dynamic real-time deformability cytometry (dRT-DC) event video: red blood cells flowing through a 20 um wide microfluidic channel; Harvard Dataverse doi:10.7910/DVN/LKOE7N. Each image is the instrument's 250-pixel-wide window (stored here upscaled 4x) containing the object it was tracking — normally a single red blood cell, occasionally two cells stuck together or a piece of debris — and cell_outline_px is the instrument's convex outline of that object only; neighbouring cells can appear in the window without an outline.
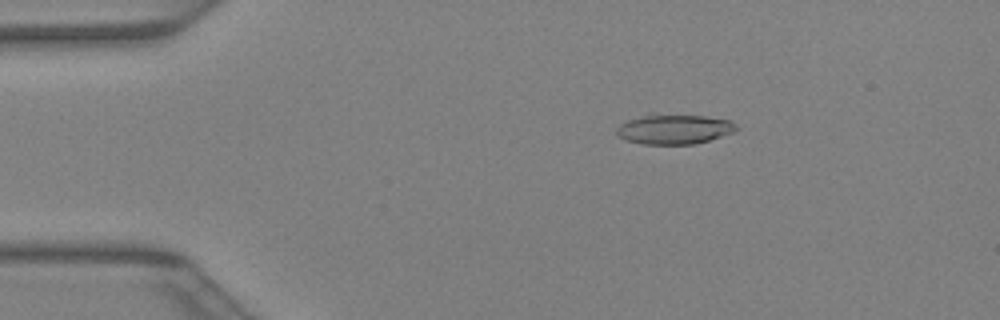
{"species": "Egyptian fruit bat (a non-hibernating species)", "species_latin": "Rousettus aegyptiacus", "temperature_condition": "warm", "stored_images_in_passage": 13, "camera_frame_rate_fps": 3000, "um_per_image_px": 0.085, "animal": {"sex": "female"}, "frame": {"image": 1, "passage_image": 3, "time_ms": 0.667, "image_size_px": [1000, 320], "cell_outline_px": [[736, 128], [732, 132], [708, 140], [692, 144], [644, 144], [628, 140], [620, 136], [616, 132], [616, 128], [620, 124], [628, 120], [648, 112], [704, 116], [728, 120], [736, 124]], "centroid_in_image_um": [57.24, 10.94], "position_along_channel_um": 27.8, "area_um2": 20.87}}
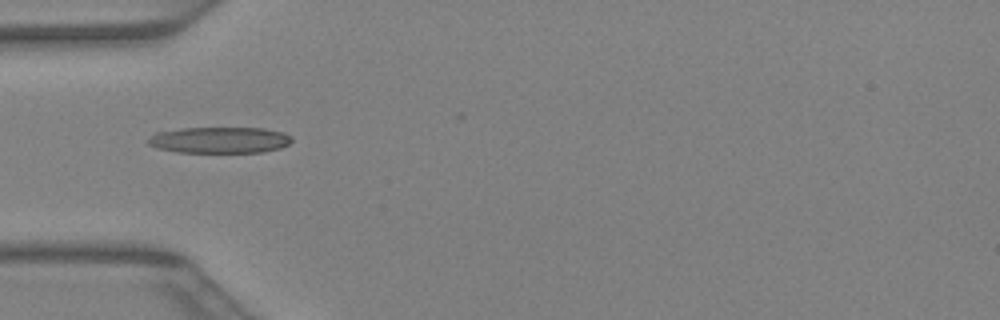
{"frame": {"image": 2, "passage_image": 9, "time_ms": 2.667, "image_size_px": [1000, 320], "cell_outline_px": [[292, 140], [288, 144], [280, 148], [260, 152], [176, 152], [156, 148], [148, 144], [144, 140], [156, 132], [180, 128], [264, 128], [284, 132], [292, 136]], "centroid_in_image_um": [18.63, 11.9], "position_along_channel_um": 66.4, "area_um2": 22.14}}
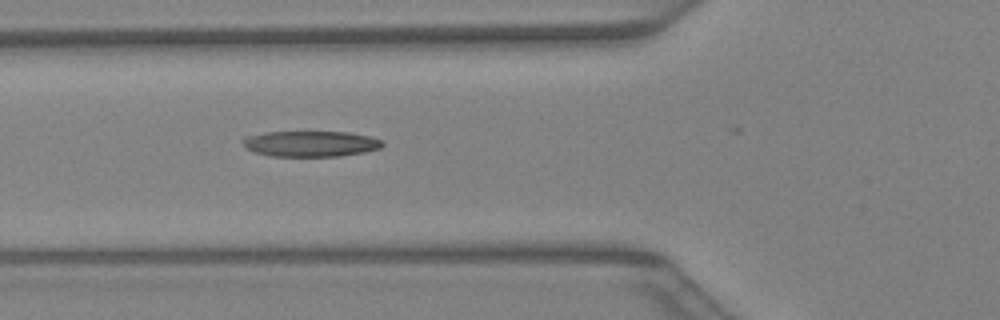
{"frame": {"image": 3, "passage_image": 11, "time_ms": 3.333, "image_size_px": [1000, 320], "cell_outline_px": [[384, 144], [380, 148], [364, 152], [340, 156], [272, 156], [256, 152], [248, 148], [244, 144], [244, 136], [264, 132], [348, 132], [368, 136], [384, 140]], "centroid_in_image_um": [26.44, 12.21], "position_along_channel_um": 99.4, "area_um2": 20.81}}